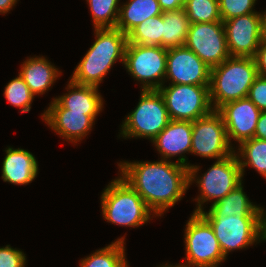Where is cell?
<instances>
[{"instance_id": "cell-27", "label": "cell", "mask_w": 266, "mask_h": 267, "mask_svg": "<svg viewBox=\"0 0 266 267\" xmlns=\"http://www.w3.org/2000/svg\"><path fill=\"white\" fill-rule=\"evenodd\" d=\"M120 0H86L94 28H116Z\"/></svg>"}, {"instance_id": "cell-31", "label": "cell", "mask_w": 266, "mask_h": 267, "mask_svg": "<svg viewBox=\"0 0 266 267\" xmlns=\"http://www.w3.org/2000/svg\"><path fill=\"white\" fill-rule=\"evenodd\" d=\"M26 254L10 245L0 247V267H25Z\"/></svg>"}, {"instance_id": "cell-1", "label": "cell", "mask_w": 266, "mask_h": 267, "mask_svg": "<svg viewBox=\"0 0 266 267\" xmlns=\"http://www.w3.org/2000/svg\"><path fill=\"white\" fill-rule=\"evenodd\" d=\"M120 176L139 194L154 215L162 216L189 188V168L161 159L118 163Z\"/></svg>"}, {"instance_id": "cell-5", "label": "cell", "mask_w": 266, "mask_h": 267, "mask_svg": "<svg viewBox=\"0 0 266 267\" xmlns=\"http://www.w3.org/2000/svg\"><path fill=\"white\" fill-rule=\"evenodd\" d=\"M199 169H201L200 166L196 165H191L189 168V186L196 182L200 190L199 196L195 198L197 204L193 213L202 212L204 210L202 205L205 202L214 200L213 203H215L223 199L243 181L241 168L235 153L227 158L215 161L202 176L197 175Z\"/></svg>"}, {"instance_id": "cell-22", "label": "cell", "mask_w": 266, "mask_h": 267, "mask_svg": "<svg viewBox=\"0 0 266 267\" xmlns=\"http://www.w3.org/2000/svg\"><path fill=\"white\" fill-rule=\"evenodd\" d=\"M158 0H128L119 8L116 28L128 34L147 18L162 14Z\"/></svg>"}, {"instance_id": "cell-33", "label": "cell", "mask_w": 266, "mask_h": 267, "mask_svg": "<svg viewBox=\"0 0 266 267\" xmlns=\"http://www.w3.org/2000/svg\"><path fill=\"white\" fill-rule=\"evenodd\" d=\"M258 75L266 77V35L261 40L259 47L254 55Z\"/></svg>"}, {"instance_id": "cell-36", "label": "cell", "mask_w": 266, "mask_h": 267, "mask_svg": "<svg viewBox=\"0 0 266 267\" xmlns=\"http://www.w3.org/2000/svg\"><path fill=\"white\" fill-rule=\"evenodd\" d=\"M18 0H0V14L8 13L14 6H16Z\"/></svg>"}, {"instance_id": "cell-26", "label": "cell", "mask_w": 266, "mask_h": 267, "mask_svg": "<svg viewBox=\"0 0 266 267\" xmlns=\"http://www.w3.org/2000/svg\"><path fill=\"white\" fill-rule=\"evenodd\" d=\"M163 34V16L157 15L147 18L142 23L135 26L128 34V43L161 46Z\"/></svg>"}, {"instance_id": "cell-7", "label": "cell", "mask_w": 266, "mask_h": 267, "mask_svg": "<svg viewBox=\"0 0 266 267\" xmlns=\"http://www.w3.org/2000/svg\"><path fill=\"white\" fill-rule=\"evenodd\" d=\"M212 227L223 255L266 241V217L202 216Z\"/></svg>"}, {"instance_id": "cell-35", "label": "cell", "mask_w": 266, "mask_h": 267, "mask_svg": "<svg viewBox=\"0 0 266 267\" xmlns=\"http://www.w3.org/2000/svg\"><path fill=\"white\" fill-rule=\"evenodd\" d=\"M254 138L266 141V111H263L260 114L254 133Z\"/></svg>"}, {"instance_id": "cell-15", "label": "cell", "mask_w": 266, "mask_h": 267, "mask_svg": "<svg viewBox=\"0 0 266 267\" xmlns=\"http://www.w3.org/2000/svg\"><path fill=\"white\" fill-rule=\"evenodd\" d=\"M217 111L223 117L231 146L232 139L240 144L254 137L261 111L248 97L225 103Z\"/></svg>"}, {"instance_id": "cell-18", "label": "cell", "mask_w": 266, "mask_h": 267, "mask_svg": "<svg viewBox=\"0 0 266 267\" xmlns=\"http://www.w3.org/2000/svg\"><path fill=\"white\" fill-rule=\"evenodd\" d=\"M6 156L2 163V176L4 182L14 185H27L38 174V162L28 150L12 147L5 149Z\"/></svg>"}, {"instance_id": "cell-8", "label": "cell", "mask_w": 266, "mask_h": 267, "mask_svg": "<svg viewBox=\"0 0 266 267\" xmlns=\"http://www.w3.org/2000/svg\"><path fill=\"white\" fill-rule=\"evenodd\" d=\"M184 243L186 260L180 267H218L226 257L210 224L193 213L185 225Z\"/></svg>"}, {"instance_id": "cell-13", "label": "cell", "mask_w": 266, "mask_h": 267, "mask_svg": "<svg viewBox=\"0 0 266 267\" xmlns=\"http://www.w3.org/2000/svg\"><path fill=\"white\" fill-rule=\"evenodd\" d=\"M260 13L237 16L223 21L230 57H254L265 36Z\"/></svg>"}, {"instance_id": "cell-9", "label": "cell", "mask_w": 266, "mask_h": 267, "mask_svg": "<svg viewBox=\"0 0 266 267\" xmlns=\"http://www.w3.org/2000/svg\"><path fill=\"white\" fill-rule=\"evenodd\" d=\"M210 85L169 84L158 90L164 98L170 120L194 122L213 111Z\"/></svg>"}, {"instance_id": "cell-12", "label": "cell", "mask_w": 266, "mask_h": 267, "mask_svg": "<svg viewBox=\"0 0 266 267\" xmlns=\"http://www.w3.org/2000/svg\"><path fill=\"white\" fill-rule=\"evenodd\" d=\"M185 46L210 68L230 57L223 21L191 23Z\"/></svg>"}, {"instance_id": "cell-19", "label": "cell", "mask_w": 266, "mask_h": 267, "mask_svg": "<svg viewBox=\"0 0 266 267\" xmlns=\"http://www.w3.org/2000/svg\"><path fill=\"white\" fill-rule=\"evenodd\" d=\"M65 89L67 93L53 99L65 109L86 112L95 121L104 104L98 87L79 85L69 80Z\"/></svg>"}, {"instance_id": "cell-20", "label": "cell", "mask_w": 266, "mask_h": 267, "mask_svg": "<svg viewBox=\"0 0 266 267\" xmlns=\"http://www.w3.org/2000/svg\"><path fill=\"white\" fill-rule=\"evenodd\" d=\"M243 182L228 193L223 199L212 203L209 211H202L201 216H239L266 217L263 207L253 204L243 190Z\"/></svg>"}, {"instance_id": "cell-10", "label": "cell", "mask_w": 266, "mask_h": 267, "mask_svg": "<svg viewBox=\"0 0 266 267\" xmlns=\"http://www.w3.org/2000/svg\"><path fill=\"white\" fill-rule=\"evenodd\" d=\"M167 49L127 43L124 67L134 80L141 83V90H158L166 75Z\"/></svg>"}, {"instance_id": "cell-34", "label": "cell", "mask_w": 266, "mask_h": 267, "mask_svg": "<svg viewBox=\"0 0 266 267\" xmlns=\"http://www.w3.org/2000/svg\"><path fill=\"white\" fill-rule=\"evenodd\" d=\"M186 0H158L161 10L173 11L184 8Z\"/></svg>"}, {"instance_id": "cell-3", "label": "cell", "mask_w": 266, "mask_h": 267, "mask_svg": "<svg viewBox=\"0 0 266 267\" xmlns=\"http://www.w3.org/2000/svg\"><path fill=\"white\" fill-rule=\"evenodd\" d=\"M257 76L252 57H229L212 67L209 93L213 110H218L225 103L246 98Z\"/></svg>"}, {"instance_id": "cell-32", "label": "cell", "mask_w": 266, "mask_h": 267, "mask_svg": "<svg viewBox=\"0 0 266 267\" xmlns=\"http://www.w3.org/2000/svg\"><path fill=\"white\" fill-rule=\"evenodd\" d=\"M263 112L266 111V77L258 75L247 96Z\"/></svg>"}, {"instance_id": "cell-25", "label": "cell", "mask_w": 266, "mask_h": 267, "mask_svg": "<svg viewBox=\"0 0 266 267\" xmlns=\"http://www.w3.org/2000/svg\"><path fill=\"white\" fill-rule=\"evenodd\" d=\"M238 145V151L234 150V153L237 156L242 177L245 168L249 166L266 179V141L253 137Z\"/></svg>"}, {"instance_id": "cell-21", "label": "cell", "mask_w": 266, "mask_h": 267, "mask_svg": "<svg viewBox=\"0 0 266 267\" xmlns=\"http://www.w3.org/2000/svg\"><path fill=\"white\" fill-rule=\"evenodd\" d=\"M61 73L45 57L34 56L23 62L19 75L34 95H43L55 83Z\"/></svg>"}, {"instance_id": "cell-38", "label": "cell", "mask_w": 266, "mask_h": 267, "mask_svg": "<svg viewBox=\"0 0 266 267\" xmlns=\"http://www.w3.org/2000/svg\"><path fill=\"white\" fill-rule=\"evenodd\" d=\"M159 267H180V266H178L177 264L176 265H168V264H164V265H162V266H159Z\"/></svg>"}, {"instance_id": "cell-6", "label": "cell", "mask_w": 266, "mask_h": 267, "mask_svg": "<svg viewBox=\"0 0 266 267\" xmlns=\"http://www.w3.org/2000/svg\"><path fill=\"white\" fill-rule=\"evenodd\" d=\"M169 121L165 101L159 90H141L138 105L122 122L119 136L152 141Z\"/></svg>"}, {"instance_id": "cell-17", "label": "cell", "mask_w": 266, "mask_h": 267, "mask_svg": "<svg viewBox=\"0 0 266 267\" xmlns=\"http://www.w3.org/2000/svg\"><path fill=\"white\" fill-rule=\"evenodd\" d=\"M161 155V159L170 161L178 157L177 163L191 167L185 153L191 152L192 122L170 120L167 126L151 141Z\"/></svg>"}, {"instance_id": "cell-16", "label": "cell", "mask_w": 266, "mask_h": 267, "mask_svg": "<svg viewBox=\"0 0 266 267\" xmlns=\"http://www.w3.org/2000/svg\"><path fill=\"white\" fill-rule=\"evenodd\" d=\"M41 115L43 121L53 131L75 144L91 132L95 123L89 115H86V112L65 109L55 99Z\"/></svg>"}, {"instance_id": "cell-23", "label": "cell", "mask_w": 266, "mask_h": 267, "mask_svg": "<svg viewBox=\"0 0 266 267\" xmlns=\"http://www.w3.org/2000/svg\"><path fill=\"white\" fill-rule=\"evenodd\" d=\"M163 34L162 47L168 49L178 46H185L190 21L184 8L173 11L162 12Z\"/></svg>"}, {"instance_id": "cell-24", "label": "cell", "mask_w": 266, "mask_h": 267, "mask_svg": "<svg viewBox=\"0 0 266 267\" xmlns=\"http://www.w3.org/2000/svg\"><path fill=\"white\" fill-rule=\"evenodd\" d=\"M124 245L125 237H120L80 260V267H129Z\"/></svg>"}, {"instance_id": "cell-29", "label": "cell", "mask_w": 266, "mask_h": 267, "mask_svg": "<svg viewBox=\"0 0 266 267\" xmlns=\"http://www.w3.org/2000/svg\"><path fill=\"white\" fill-rule=\"evenodd\" d=\"M4 96L11 105L18 107L22 113L31 110V104L35 98V95L30 91L28 85L19 74L18 77L12 79L5 86Z\"/></svg>"}, {"instance_id": "cell-28", "label": "cell", "mask_w": 266, "mask_h": 267, "mask_svg": "<svg viewBox=\"0 0 266 267\" xmlns=\"http://www.w3.org/2000/svg\"><path fill=\"white\" fill-rule=\"evenodd\" d=\"M184 9L190 23L222 21L218 0H186Z\"/></svg>"}, {"instance_id": "cell-4", "label": "cell", "mask_w": 266, "mask_h": 267, "mask_svg": "<svg viewBox=\"0 0 266 267\" xmlns=\"http://www.w3.org/2000/svg\"><path fill=\"white\" fill-rule=\"evenodd\" d=\"M100 200L102 216L111 224L137 228L152 220L151 216H155L121 176L107 185Z\"/></svg>"}, {"instance_id": "cell-11", "label": "cell", "mask_w": 266, "mask_h": 267, "mask_svg": "<svg viewBox=\"0 0 266 267\" xmlns=\"http://www.w3.org/2000/svg\"><path fill=\"white\" fill-rule=\"evenodd\" d=\"M230 145L223 117L217 110L192 122V154L221 160L234 153Z\"/></svg>"}, {"instance_id": "cell-14", "label": "cell", "mask_w": 266, "mask_h": 267, "mask_svg": "<svg viewBox=\"0 0 266 267\" xmlns=\"http://www.w3.org/2000/svg\"><path fill=\"white\" fill-rule=\"evenodd\" d=\"M210 76L211 68L186 46L167 49L164 84L210 85Z\"/></svg>"}, {"instance_id": "cell-30", "label": "cell", "mask_w": 266, "mask_h": 267, "mask_svg": "<svg viewBox=\"0 0 266 267\" xmlns=\"http://www.w3.org/2000/svg\"><path fill=\"white\" fill-rule=\"evenodd\" d=\"M256 1L257 0H218L222 21L258 12L253 8Z\"/></svg>"}, {"instance_id": "cell-2", "label": "cell", "mask_w": 266, "mask_h": 267, "mask_svg": "<svg viewBox=\"0 0 266 267\" xmlns=\"http://www.w3.org/2000/svg\"><path fill=\"white\" fill-rule=\"evenodd\" d=\"M95 41L76 66L71 81L98 87L117 60L124 63L127 35L117 28H94Z\"/></svg>"}, {"instance_id": "cell-37", "label": "cell", "mask_w": 266, "mask_h": 267, "mask_svg": "<svg viewBox=\"0 0 266 267\" xmlns=\"http://www.w3.org/2000/svg\"><path fill=\"white\" fill-rule=\"evenodd\" d=\"M260 15H261L263 32L266 35V10H265V12L260 13Z\"/></svg>"}]
</instances>
